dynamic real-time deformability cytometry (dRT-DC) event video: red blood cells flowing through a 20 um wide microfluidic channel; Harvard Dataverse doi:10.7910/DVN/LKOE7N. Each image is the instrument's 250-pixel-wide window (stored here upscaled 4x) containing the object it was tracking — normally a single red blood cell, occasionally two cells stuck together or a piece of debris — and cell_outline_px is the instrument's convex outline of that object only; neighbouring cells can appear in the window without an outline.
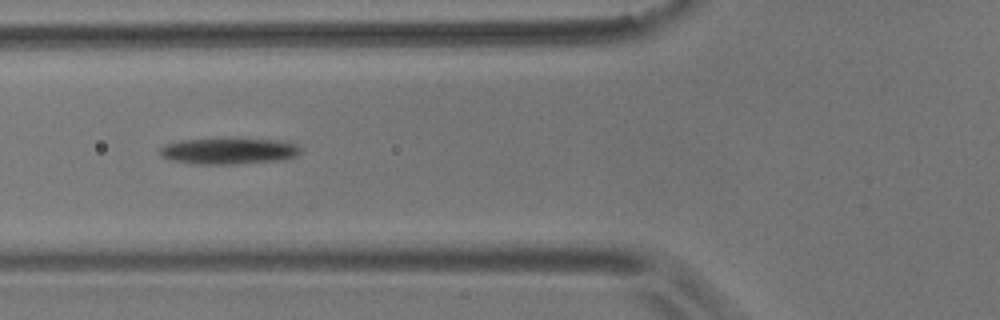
{"species": "common noctule bat (a hibernating species)", "species_latin": "Nyctalus noctula", "temperature_condition": "room temperature", "stored_images_in_passage": 5, "camera_frame_rate_fps": 3000, "um_per_image_px": 0.085, "animal": {"sex": "male", "body_mass_g": 17.9}, "frame": {"image": 1, "passage_image": 4, "time_ms": 3.667, "image_size_px": [1000, 320], "cell_outline_px": [[300, 152], [296, 156], [284, 160], [232, 164], [196, 164], [172, 160], [160, 156], [160, 148], [164, 144], [180, 140], [288, 140], [296, 144], [300, 148]], "centroid_in_image_um": [19.47, 12.85], "position_along_channel_um": 106.3, "area_um2": 21.15}}
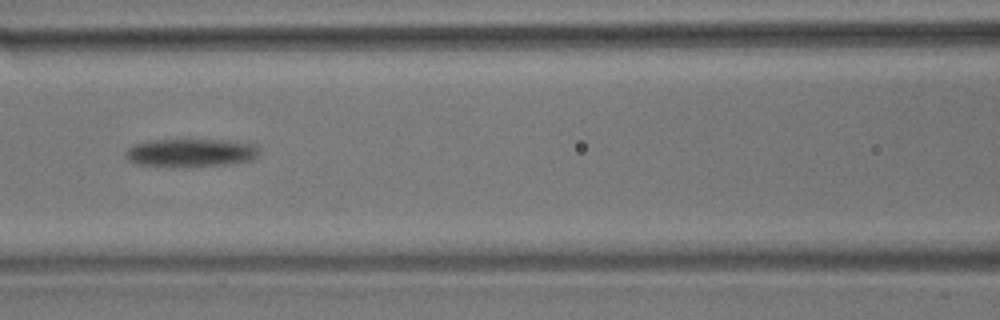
{"frame": {"image": 2, "passage_image": 5, "time_ms": 5.0, "image_size_px": [1000, 320], "cell_outline_px": [[260, 156], [252, 160], [228, 164], [188, 168], [164, 168], [136, 164], [128, 160], [124, 156], [124, 152], [128, 148], [136, 144], [152, 140], [228, 140], [256, 144], [260, 148]], "centroid_in_image_um": [16.23, 13.02], "position_along_channel_um": 150.4, "area_um2": 22.83}}